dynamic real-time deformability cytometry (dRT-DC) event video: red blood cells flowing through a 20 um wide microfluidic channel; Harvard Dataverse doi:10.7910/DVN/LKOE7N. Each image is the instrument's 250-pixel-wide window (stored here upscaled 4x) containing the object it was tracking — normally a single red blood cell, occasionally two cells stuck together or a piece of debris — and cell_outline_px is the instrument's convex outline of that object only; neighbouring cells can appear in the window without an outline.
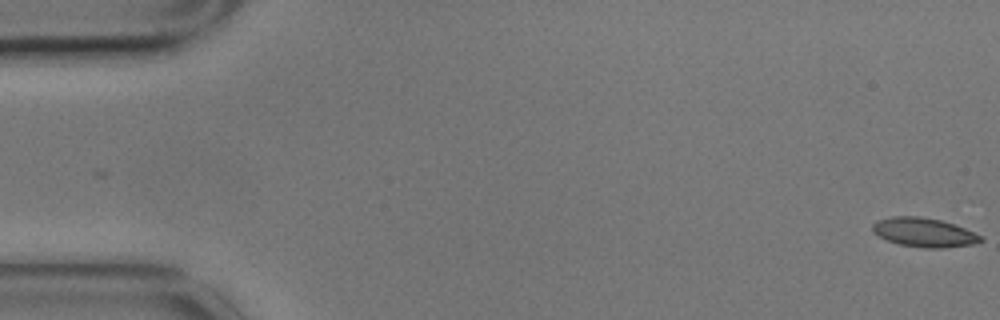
{"species": "common noctule bat (a hibernating species)", "species_latin": "Nyctalus noctula", "temperature_condition": "cold", "stored_images_in_passage": 2, "camera_frame_rate_fps": 3000, "um_per_image_px": 0.085, "animal": {"sex": "male", "body_mass_g": 17.9}, "frame": {"image": 1, "passage_image": 2, "time_ms": 0.333, "image_size_px": [1000, 320], "cell_outline_px": [[984, 240], [972, 244], [944, 248], [924, 248], [900, 244], [888, 240], [872, 232], [872, 224], [876, 220], [892, 216], [920, 216], [940, 220], [964, 228], [980, 236]], "centroid_in_image_um": [78.5, 19.75], "position_along_channel_um": 6.5, "area_um2": 18.15}}